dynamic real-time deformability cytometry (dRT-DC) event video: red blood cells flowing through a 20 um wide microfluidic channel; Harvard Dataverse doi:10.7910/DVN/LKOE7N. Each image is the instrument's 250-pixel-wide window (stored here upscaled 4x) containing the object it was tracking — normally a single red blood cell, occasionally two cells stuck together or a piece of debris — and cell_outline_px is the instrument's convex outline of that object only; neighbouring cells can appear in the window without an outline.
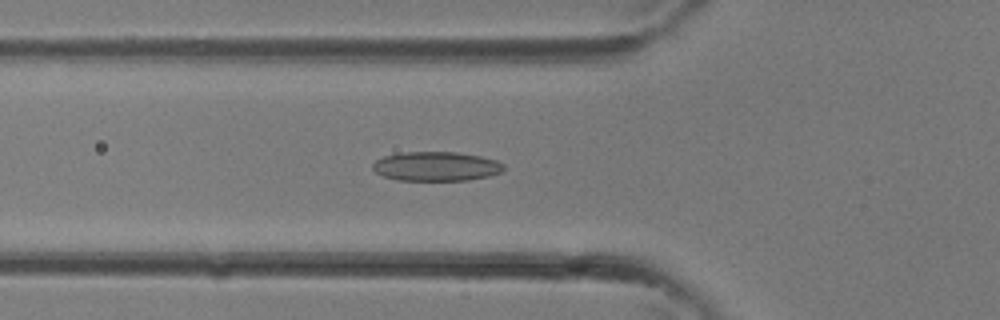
{"species": "common noctule bat (a hibernating species)", "species_latin": "Nyctalus noctula", "temperature_condition": "room temperature", "stored_images_in_passage": 27, "camera_frame_rate_fps": 3000, "um_per_image_px": 0.085, "animal": {"sex": "female"}, "frame": {"image": 1, "passage_image": 5, "time_ms": 1.333, "image_size_px": [1000, 320], "cell_outline_px": [[504, 168], [500, 172], [488, 176], [468, 180], [396, 180], [384, 176], [376, 172], [372, 168], [372, 164], [376, 160], [384, 156], [400, 152], [456, 152], [480, 156], [496, 160], [504, 164]], "centroid_in_image_um": [37.05, 14.13], "position_along_channel_um": 88.7, "area_um2": 22.31}}
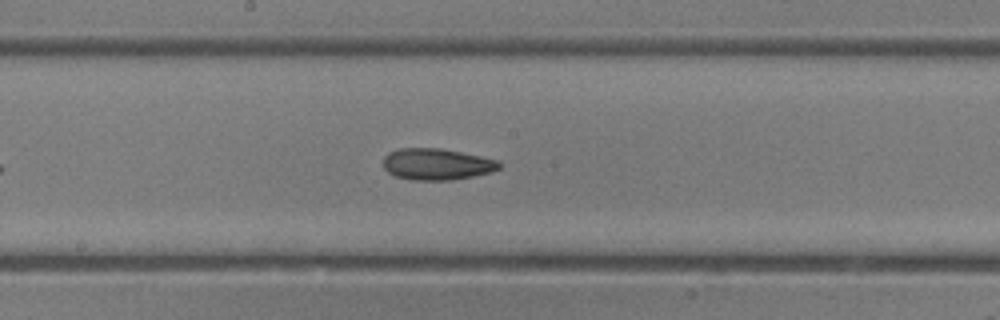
{"frame": {"image": 2, "passage_image": 11, "time_ms": 3.333, "image_size_px": [1000, 320], "cell_outline_px": [[500, 168], [492, 172], [452, 180], [412, 180], [396, 176], [388, 172], [384, 168], [384, 156], [388, 152], [400, 148], [440, 148], [500, 160]], "centroid_in_image_um": [37.13, 13.95], "position_along_channel_um": 211.1, "area_um2": 21.27}}
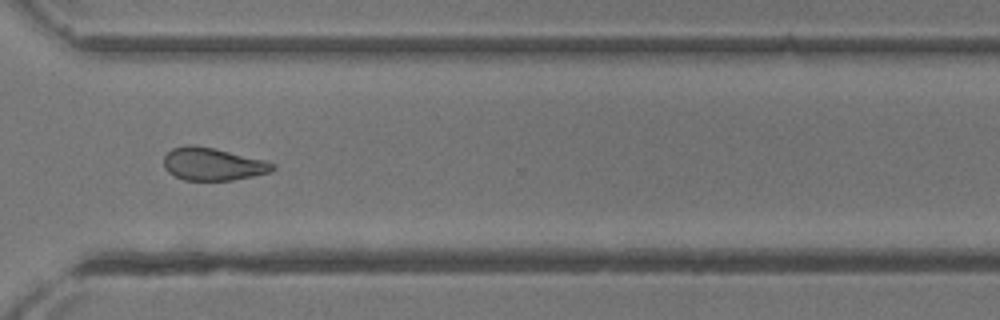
{"frame": {"image": 3, "passage_image": 18, "time_ms": 5.667, "image_size_px": [1000, 320], "cell_outline_px": [[276, 168], [272, 172], [232, 180], [184, 180], [168, 172], [164, 168], [164, 156], [172, 148], [184, 144], [196, 144], [264, 160], [276, 164]], "centroid_in_image_um": [18.07, 13.94], "position_along_channel_um": 352.5, "area_um2": 20.81}}